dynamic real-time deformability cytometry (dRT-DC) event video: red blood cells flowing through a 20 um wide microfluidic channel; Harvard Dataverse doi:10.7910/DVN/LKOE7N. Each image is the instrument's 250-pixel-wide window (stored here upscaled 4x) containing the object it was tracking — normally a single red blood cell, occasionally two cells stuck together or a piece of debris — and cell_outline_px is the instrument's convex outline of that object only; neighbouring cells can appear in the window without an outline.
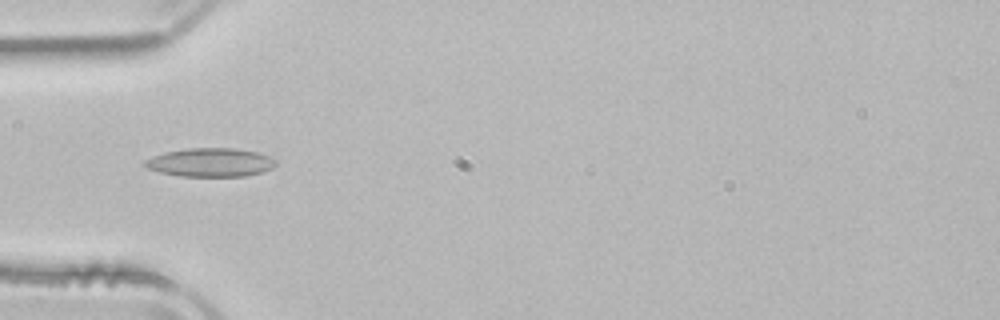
{"species": "common noctule bat (a hibernating species)", "species_latin": "Nyctalus noctula", "temperature_condition": "room temperature", "stored_images_in_passage": 16, "camera_frame_rate_fps": 3000, "um_per_image_px": 0.085, "animal": {"sex": "male", "body_mass_g": 21.5, "forearm_length_mm": 52.0}, "frame": {"image": 1, "passage_image": 3, "time_ms": 0.667, "image_size_px": [1000, 320], "cell_outline_px": [[276, 164], [272, 168], [260, 172], [244, 176], [180, 176], [160, 172], [148, 168], [144, 164], [144, 160], [152, 156], [164, 152], [188, 148], [236, 148], [256, 152], [268, 156], [276, 160]], "centroid_in_image_um": [17.87, 13.8], "position_along_channel_um": 67.1, "area_um2": 21.73}}
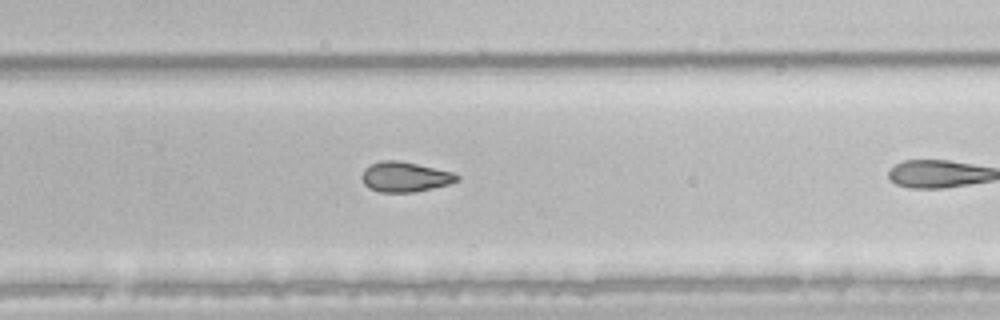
{"frame": {"image": 2, "passage_image": 12, "time_ms": 3.667, "image_size_px": [1000, 320], "cell_outline_px": [[460, 180], [448, 184], [432, 188], [412, 192], [380, 192], [368, 188], [364, 184], [360, 176], [364, 168], [380, 160], [400, 160], [452, 172], [460, 176]], "centroid_in_image_um": [34.39, 15.03], "position_along_channel_um": 295.4, "area_um2": 16.7}}